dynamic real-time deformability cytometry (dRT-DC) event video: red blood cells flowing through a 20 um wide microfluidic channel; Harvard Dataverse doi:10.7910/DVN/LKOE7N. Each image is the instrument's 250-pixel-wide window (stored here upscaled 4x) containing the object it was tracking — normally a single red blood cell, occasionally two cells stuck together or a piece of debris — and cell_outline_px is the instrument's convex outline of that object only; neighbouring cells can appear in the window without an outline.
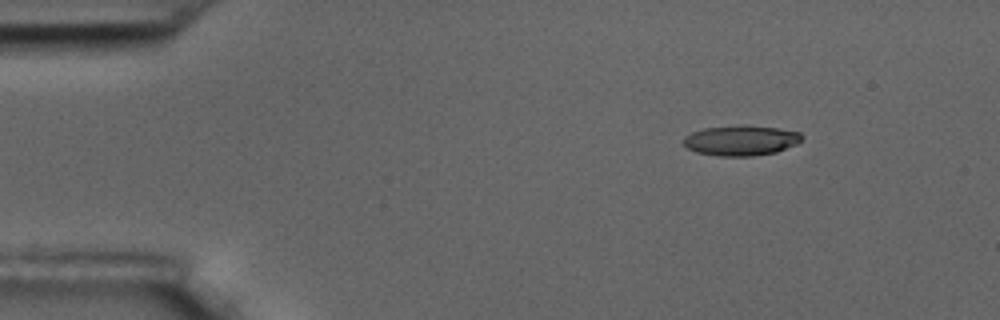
{"species": "common noctule bat (a hibernating species)", "species_latin": "Nyctalus noctula", "temperature_condition": "room temperature", "stored_images_in_passage": 8, "camera_frame_rate_fps": 3000, "um_per_image_px": 0.085, "animal": {"sex": "male", "body_mass_g": 17.5, "forearm_length_mm": 52.3}, "frame": {"image": 1, "passage_image": 1, "time_ms": 0.0, "image_size_px": [1000, 320], "cell_outline_px": [[804, 136], [796, 144], [776, 152], [752, 156], [716, 156], [696, 152], [688, 148], [684, 144], [684, 136], [692, 132], [704, 128], [776, 128], [800, 132]], "centroid_in_image_um": [62.97, 11.99], "position_along_channel_um": 22.0, "area_um2": 19.88}}
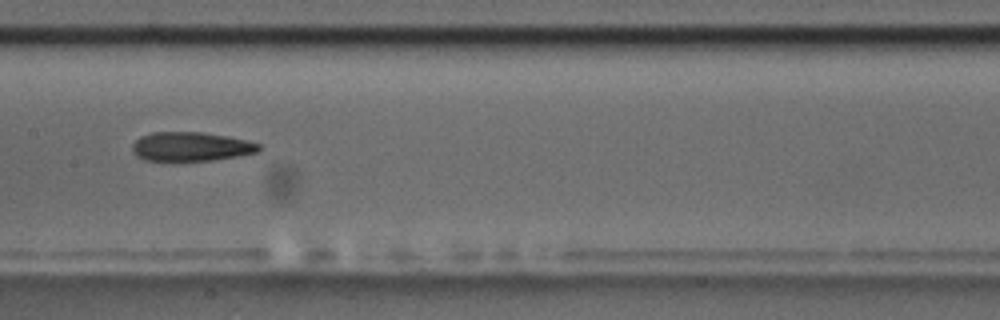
{"frame": {"image": 2, "passage_image": 7, "time_ms": 2.0, "image_size_px": [1000, 320], "cell_outline_px": [[260, 148], [256, 152], [236, 156], [212, 160], [172, 164], [144, 160], [136, 156], [132, 152], [132, 144], [140, 136], [152, 132], [204, 132], [228, 136], [248, 140], [260, 144]], "centroid_in_image_um": [16.15, 12.5], "position_along_channel_um": 191.3, "area_um2": 22.37}}
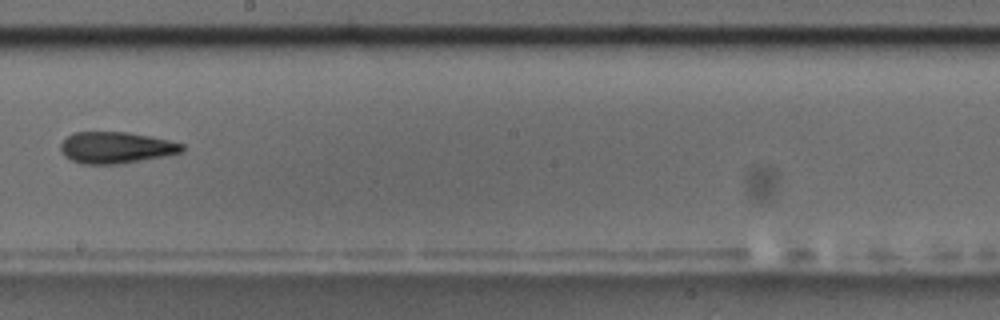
{"frame": {"image": 3, "passage_image": 8, "time_ms": 2.333, "image_size_px": [1000, 320], "cell_outline_px": [[184, 152], [164, 156], [116, 164], [80, 164], [64, 156], [60, 148], [60, 144], [68, 136], [76, 132], [128, 132], [168, 140], [184, 144]], "centroid_in_image_um": [9.85, 12.55], "position_along_channel_um": 238.3, "area_um2": 22.14}}